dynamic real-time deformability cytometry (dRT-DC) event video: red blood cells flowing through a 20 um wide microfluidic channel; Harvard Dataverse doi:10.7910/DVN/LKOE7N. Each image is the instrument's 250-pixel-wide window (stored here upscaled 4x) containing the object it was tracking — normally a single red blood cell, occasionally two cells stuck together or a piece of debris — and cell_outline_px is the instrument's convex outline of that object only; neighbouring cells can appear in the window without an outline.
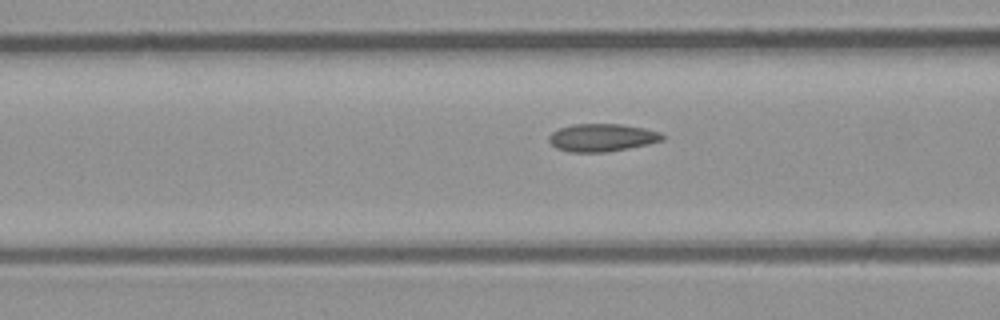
{"species": "common noctule bat (a hibernating species)", "species_latin": "Nyctalus noctula", "temperature_condition": "room temperature", "stored_images_in_passage": 41, "camera_frame_rate_fps": 3000, "um_per_image_px": 0.085, "animal": {"sex": "male", "body_mass_g": 23.1, "forearm_length_mm": 52.7}, "frame": {"image": 1, "passage_image": 21, "time_ms": 6.667, "image_size_px": [1000, 320], "cell_outline_px": [[664, 140], [648, 144], [608, 152], [568, 152], [556, 148], [548, 140], [548, 136], [552, 132], [560, 128], [572, 124], [620, 124], [644, 128], [660, 132], [664, 136]], "centroid_in_image_um": [51.16, 11.7], "position_along_channel_um": 115.4, "area_um2": 18.38}}
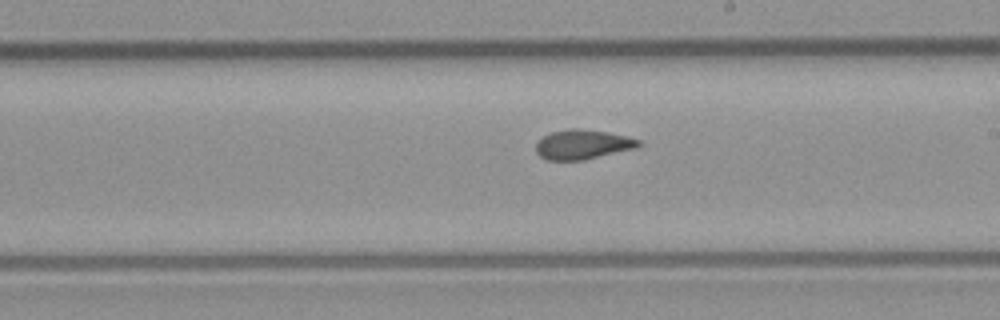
{"frame": {"image": 2, "passage_image": 30, "time_ms": 9.667, "image_size_px": [1000, 320], "cell_outline_px": [[640, 144], [636, 148], [584, 160], [548, 160], [540, 156], [536, 152], [536, 144], [544, 136], [552, 132], [568, 128], [580, 128], [608, 132], [628, 136], [640, 140]], "centroid_in_image_um": [49.54, 12.27], "position_along_channel_um": 239.5, "area_um2": 17.69}}
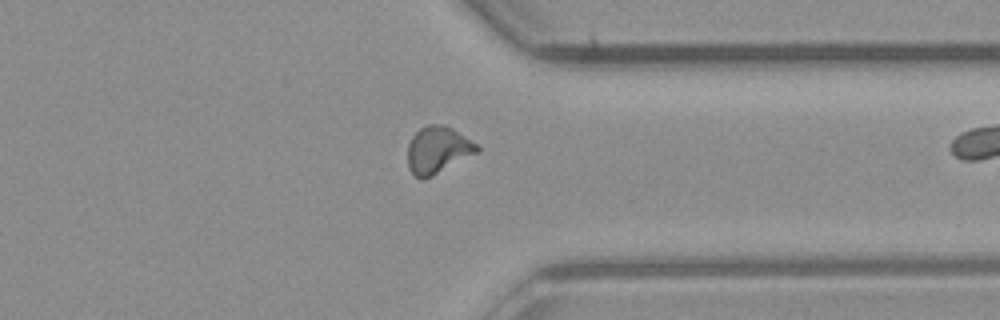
{"frame": {"image": 3, "passage_image": 40, "time_ms": 13.0, "image_size_px": [1000, 320], "cell_outline_px": [[480, 148], [476, 152], [432, 176], [416, 176], [408, 168], [408, 144], [412, 136], [420, 128], [428, 124], [444, 124], [452, 128], [480, 144]], "centroid_in_image_um": [37.22, 12.69], "position_along_channel_um": 374.2, "area_um2": 18.67}}